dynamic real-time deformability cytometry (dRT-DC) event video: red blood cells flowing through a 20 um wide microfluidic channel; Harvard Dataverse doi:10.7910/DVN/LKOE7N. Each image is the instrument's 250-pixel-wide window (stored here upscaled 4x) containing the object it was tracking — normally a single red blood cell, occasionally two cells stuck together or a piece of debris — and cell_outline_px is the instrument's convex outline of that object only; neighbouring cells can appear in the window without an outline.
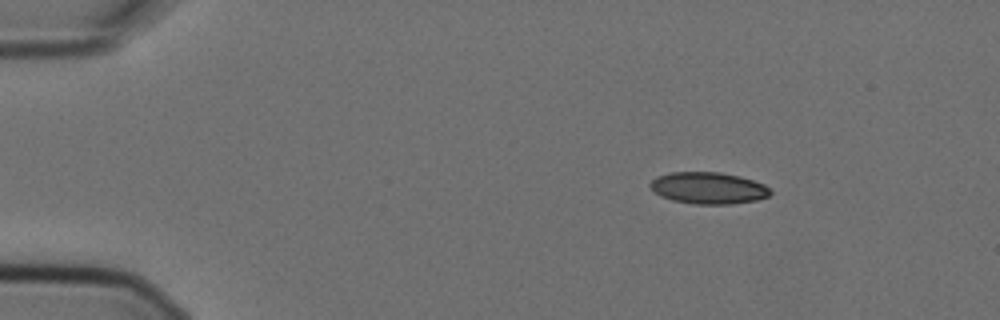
{"species": "Egyptian fruit bat (a non-hibernating species)", "species_latin": "Rousettus aegyptiacus", "temperature_condition": "cold", "stored_images_in_passage": 3, "camera_frame_rate_fps": 3000, "um_per_image_px": 0.085, "animal": {"sex": "female"}, "frame": {"image": 1, "passage_image": 1, "time_ms": 0.0, "image_size_px": [1000, 320], "cell_outline_px": [[772, 192], [768, 196], [756, 200], [732, 204], [696, 204], [672, 200], [660, 196], [648, 184], [656, 176], [668, 172], [720, 172], [740, 176], [764, 184]], "centroid_in_image_um": [60.19, 15.97], "position_along_channel_um": 24.8, "area_um2": 22.2}}